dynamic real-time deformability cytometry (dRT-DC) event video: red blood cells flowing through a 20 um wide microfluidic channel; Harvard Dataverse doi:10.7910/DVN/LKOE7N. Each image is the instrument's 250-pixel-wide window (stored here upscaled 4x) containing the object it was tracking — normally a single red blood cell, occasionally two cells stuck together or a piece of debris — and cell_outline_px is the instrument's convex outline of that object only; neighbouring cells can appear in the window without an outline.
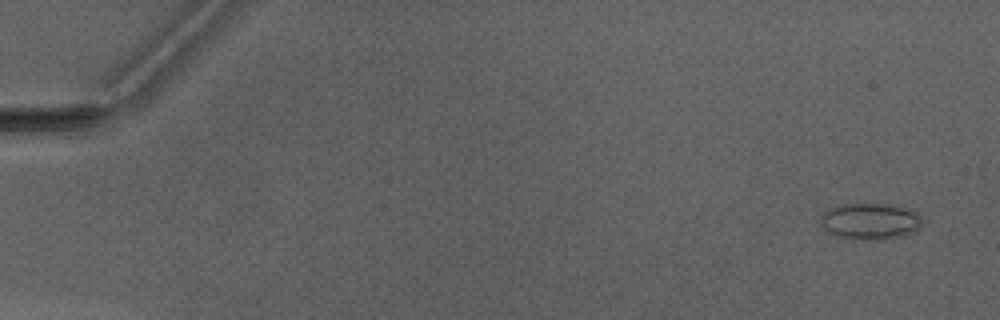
{"species": "Egyptian fruit bat (a non-hibernating species)", "species_latin": "Rousettus aegyptiacus", "temperature_condition": "warm", "stored_images_in_passage": 7, "camera_frame_rate_fps": 3000, "um_per_image_px": 0.085, "animal": {"sex": "male"}, "frame": {"image": 1, "passage_image": 1, "time_ms": 0.0, "image_size_px": [1000, 320], "cell_outline_px": [[920, 228], [916, 232], [904, 236], [884, 240], [864, 240], [840, 236], [824, 228], [820, 224], [820, 220], [824, 212], [828, 208], [840, 204], [892, 204], [916, 212], [920, 216]], "centroid_in_image_um": [73.99, 18.81], "position_along_channel_um": 11.0, "area_um2": 21.56}}
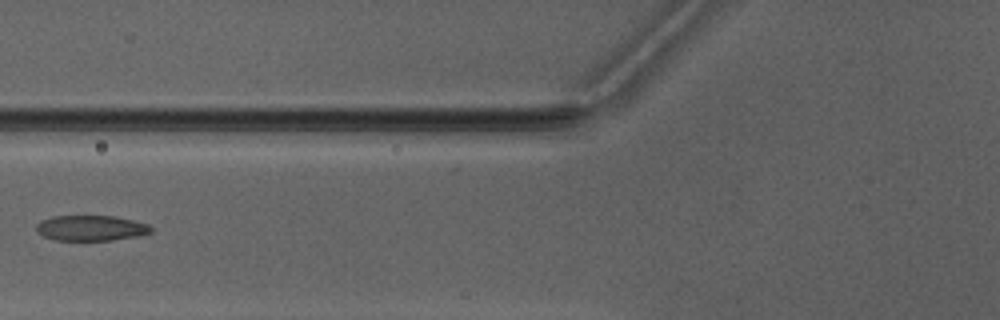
{"frame": {"image": 2, "passage_image": 6, "time_ms": 6.333, "image_size_px": [1000, 320], "cell_outline_px": [[156, 232], [136, 236], [112, 240], [52, 240], [36, 232], [36, 224], [40, 220], [52, 216], [116, 216], [148, 224]], "centroid_in_image_um": [7.72, 19.38], "position_along_channel_um": 118.1, "area_um2": 17.17}}
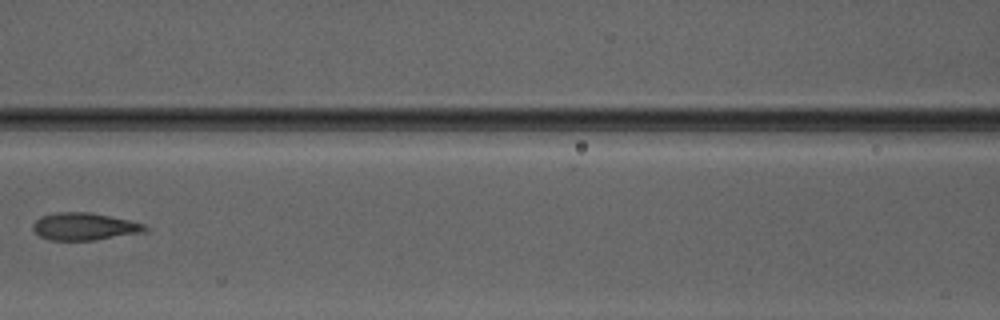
{"frame": {"image": 3, "passage_image": 7, "time_ms": 7.333, "image_size_px": [1000, 320], "cell_outline_px": [[148, 232], [96, 240], [48, 240], [40, 236], [32, 228], [32, 224], [40, 216], [56, 212], [92, 212], [128, 220], [144, 224], [148, 228]], "centroid_in_image_um": [7.19, 19.25], "position_along_channel_um": 159.4, "area_um2": 18.09}}